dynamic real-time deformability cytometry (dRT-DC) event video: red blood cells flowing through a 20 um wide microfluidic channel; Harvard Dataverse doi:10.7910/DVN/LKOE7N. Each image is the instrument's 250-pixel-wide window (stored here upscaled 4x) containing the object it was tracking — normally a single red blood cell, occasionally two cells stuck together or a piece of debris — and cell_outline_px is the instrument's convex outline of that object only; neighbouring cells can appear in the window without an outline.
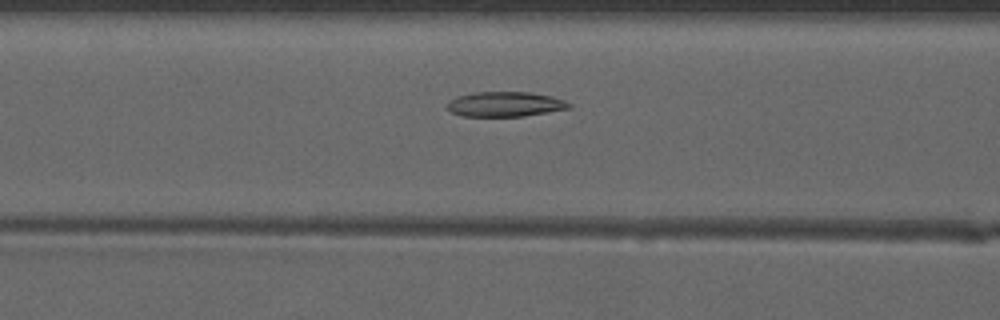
{"species": "common noctule bat (a hibernating species)", "species_latin": "Nyctalus noctula", "temperature_condition": "warm", "stored_images_in_passage": 42, "camera_frame_rate_fps": 3000, "um_per_image_px": 0.085, "animal": {"sex": "male", "forearm_length_mm": 52.5}, "frame": {"image": 1, "passage_image": 13, "time_ms": 4.0, "image_size_px": [1000, 320], "cell_outline_px": [[572, 108], [524, 116], [464, 116], [452, 112], [444, 108], [444, 104], [448, 100], [456, 96], [476, 92], [528, 92], [552, 96], [564, 100], [572, 104]], "centroid_in_image_um": [42.9, 8.85], "position_along_channel_um": 123.7, "area_um2": 17.92}}
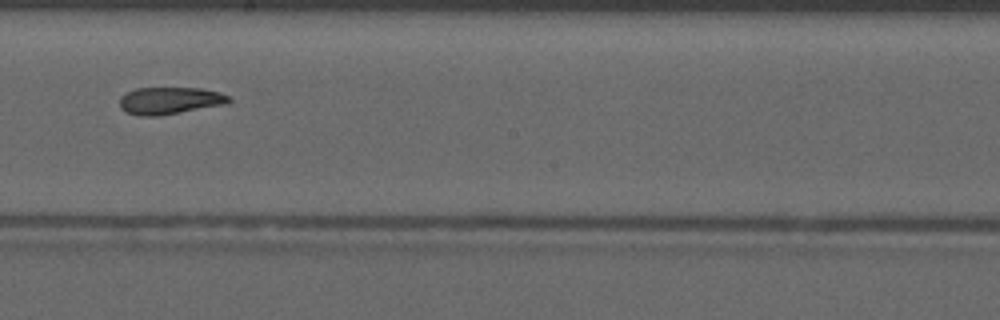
{"frame": {"image": 2, "passage_image": 21, "time_ms": 6.667, "image_size_px": [1000, 320], "cell_outline_px": [[232, 100], [228, 104], [160, 116], [140, 116], [128, 112], [120, 108], [120, 96], [136, 88], [200, 88], [220, 92], [228, 96]], "centroid_in_image_um": [14.46, 8.56], "position_along_channel_um": 233.7, "area_um2": 17.4}}
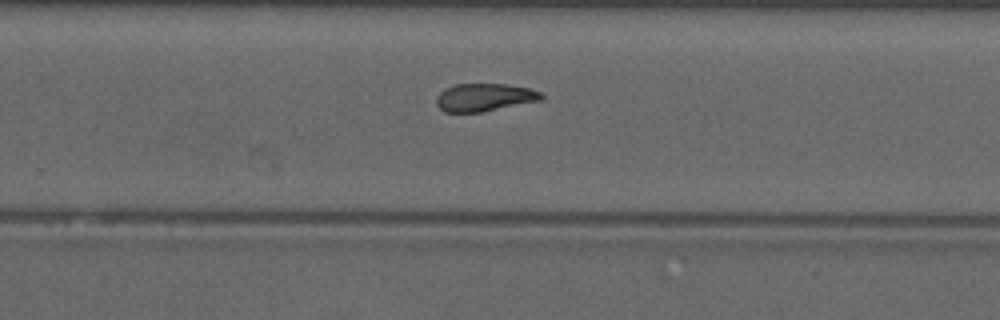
{"frame": {"image": 3, "passage_image": 25, "time_ms": 8.0, "image_size_px": [1000, 320], "cell_outline_px": [[544, 96], [540, 100], [480, 112], [444, 112], [436, 104], [436, 96], [440, 92], [456, 84], [504, 84], [532, 88], [540, 92]], "centroid_in_image_um": [41.17, 8.27], "position_along_channel_um": 288.6, "area_um2": 16.82}, "authors_computed_cell_mechanics": {"area_um2": 17.8602, "velocity_mm_per_s": 4.1374, "shape_relaxation_time_tau1_ms": null, "shape_relaxation_time_tau2_ms": 3.8297, "deformation_change_tau1": null, "deformation_change_tau2": 0.1071}}